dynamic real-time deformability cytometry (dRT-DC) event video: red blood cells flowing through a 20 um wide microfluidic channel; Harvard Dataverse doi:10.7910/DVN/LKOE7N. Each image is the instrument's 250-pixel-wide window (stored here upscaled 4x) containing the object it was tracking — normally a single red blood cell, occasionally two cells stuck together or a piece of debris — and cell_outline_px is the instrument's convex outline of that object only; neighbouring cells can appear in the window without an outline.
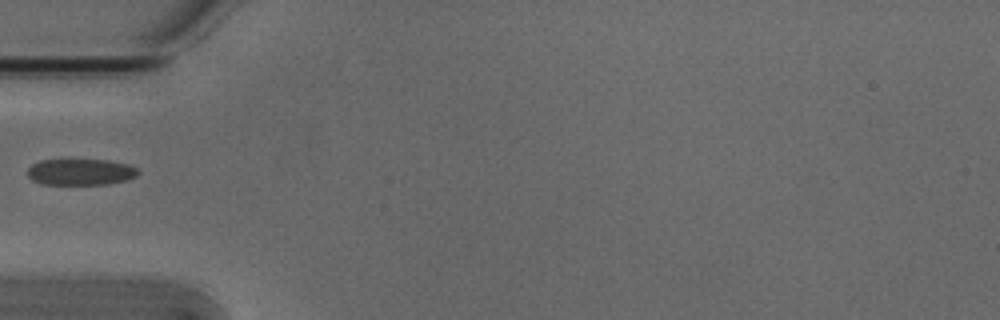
{"species": "Egyptian fruit bat (a non-hibernating species)", "species_latin": "Rousettus aegyptiacus", "temperature_condition": "cold", "stored_images_in_passage": 34, "camera_frame_rate_fps": 3000, "um_per_image_px": 0.085, "animal": {"sex": "male"}, "frame": {"image": 1, "passage_image": 1, "time_ms": 0.0, "image_size_px": [1000, 320], "cell_outline_px": [[140, 172], [136, 176], [124, 180], [108, 184], [40, 184], [32, 180], [28, 176], [28, 168], [32, 164], [40, 160], [60, 156], [68, 156], [108, 160], [128, 164], [136, 168]], "centroid_in_image_um": [6.78, 14.55], "position_along_channel_um": 78.2, "area_um2": 17.98}}
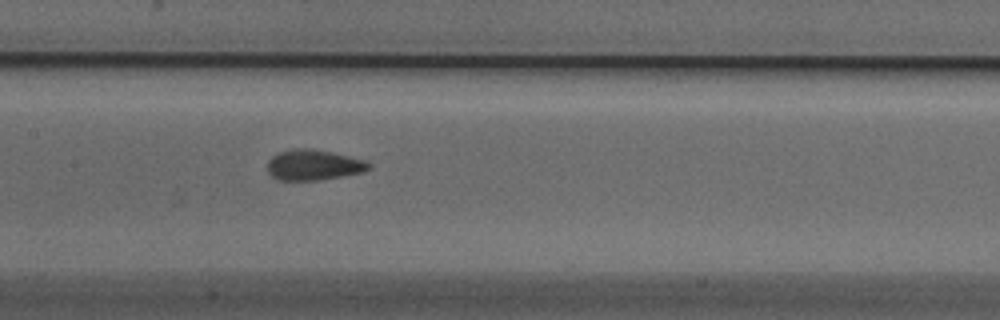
{"frame": {"image": 2, "passage_image": 9, "time_ms": 2.667, "image_size_px": [1000, 320], "cell_outline_px": [[372, 168], [364, 172], [320, 180], [276, 180], [268, 172], [268, 160], [272, 156], [280, 152], [292, 148], [312, 148], [332, 152], [364, 160], [372, 164]], "centroid_in_image_um": [26.66, 14.02], "position_along_channel_um": 180.7, "area_um2": 18.21}}
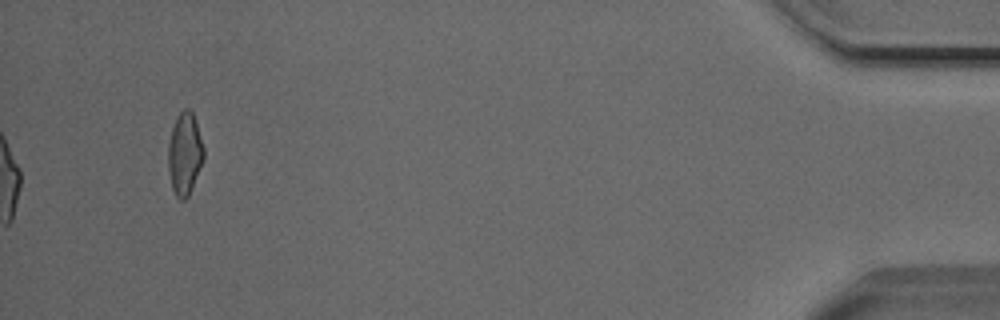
{"frame": {"image": 3, "passage_image": 34, "time_ms": 11.0, "image_size_px": [1000, 320], "cell_outline_px": [[204, 156], [188, 196], [184, 200], [180, 200], [176, 196], [172, 188], [168, 168], [168, 144], [172, 128], [176, 116], [184, 108], [188, 108], [192, 112], [196, 120], [204, 148]], "centroid_in_image_um": [15.69, 13.03], "position_along_channel_um": 419.5, "area_um2": 16.94}}